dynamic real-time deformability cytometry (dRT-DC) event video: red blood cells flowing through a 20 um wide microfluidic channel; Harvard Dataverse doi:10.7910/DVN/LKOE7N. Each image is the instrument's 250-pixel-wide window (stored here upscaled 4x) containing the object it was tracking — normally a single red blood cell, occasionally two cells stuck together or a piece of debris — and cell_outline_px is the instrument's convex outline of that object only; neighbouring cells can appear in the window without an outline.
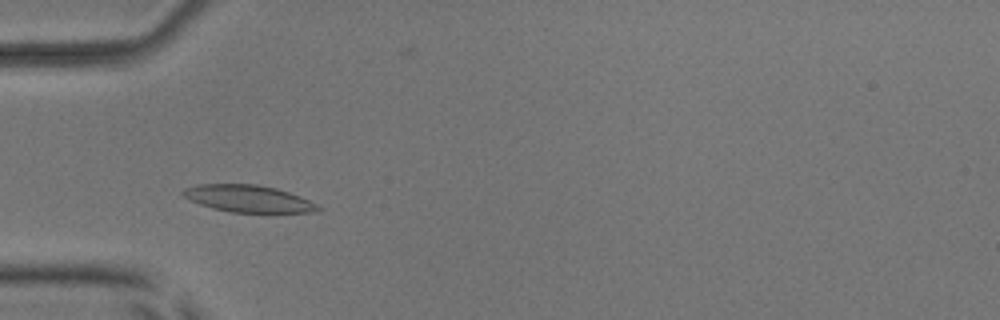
{"species": "common noctule bat (a hibernating species)", "species_latin": "Nyctalus noctula", "temperature_condition": "room temperature", "stored_images_in_passage": 48, "camera_frame_rate_fps": 3000, "um_per_image_px": 0.085, "animal": {"sex": "male", "body_mass_g": 17.9, "forearm_length_mm": 54.2}, "frame": {"image": 1, "passage_image": 12, "time_ms": 3.667, "image_size_px": [1000, 320], "cell_outline_px": [[324, 208], [320, 212], [232, 212], [200, 204], [184, 196], [180, 192], [196, 184], [256, 184], [276, 188], [300, 196]], "centroid_in_image_um": [21.16, 16.88], "position_along_channel_um": 63.8, "area_um2": 20.98}}
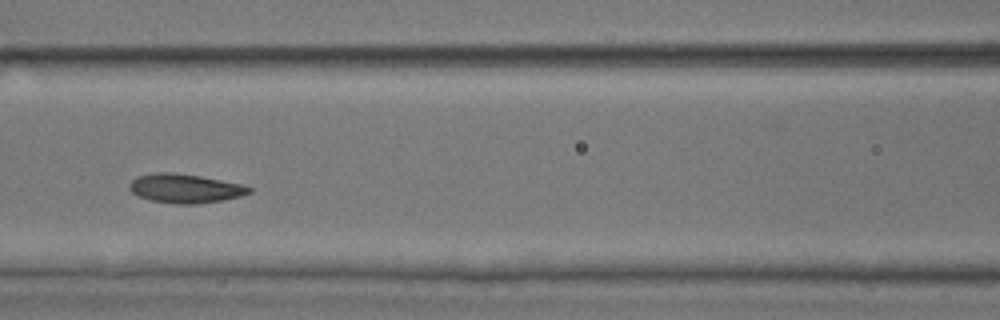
{"frame": {"image": 2, "passage_image": 19, "time_ms": 6.0, "image_size_px": [1000, 320], "cell_outline_px": [[252, 192], [240, 196], [224, 200], [196, 204], [176, 204], [152, 200], [140, 196], [132, 192], [128, 188], [128, 184], [136, 176], [160, 172], [172, 172], [200, 176], [240, 184], [252, 188]], "centroid_in_image_um": [15.72, 16.01], "position_along_channel_um": 150.9, "area_um2": 20.11}}
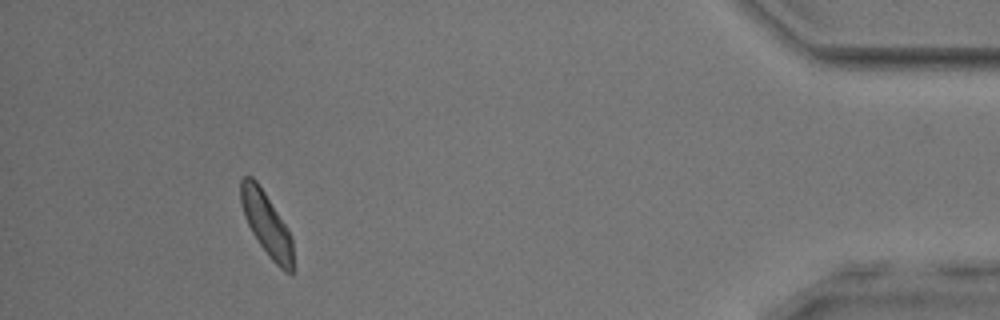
{"frame": {"image": 3, "passage_image": 44, "time_ms": 14.333, "image_size_px": [1000, 320], "cell_outline_px": [[292, 272], [284, 272], [268, 256], [252, 232], [244, 216], [240, 204], [240, 180], [244, 176], [252, 176], [256, 180], [288, 228], [292, 236]], "centroid_in_image_um": [22.63, 19.01], "position_along_channel_um": 412.6, "area_um2": 19.13}, "authors_computed_cell_mechanics": {"area_um2": 20.0566, "velocity_mm_per_s": 3.8498, "shape_relaxation_time_tau1_ms": 2.4784, "shape_relaxation_time_tau2_ms": 3.4397, "deformation_change_tau1": 0.0973, "deformation_change_tau2": 0.0766}}